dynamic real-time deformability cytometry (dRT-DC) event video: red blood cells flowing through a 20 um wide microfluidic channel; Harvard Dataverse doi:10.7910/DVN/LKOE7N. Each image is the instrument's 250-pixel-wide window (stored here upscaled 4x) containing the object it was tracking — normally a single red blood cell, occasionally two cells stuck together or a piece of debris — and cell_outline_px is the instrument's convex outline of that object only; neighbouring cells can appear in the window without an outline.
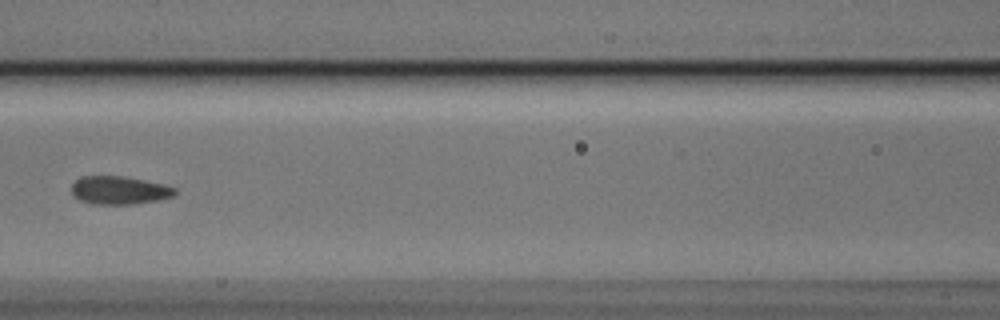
{"species": "Egyptian fruit bat (a non-hibernating species)", "species_latin": "Rousettus aegyptiacus", "temperature_condition": "cold", "stored_images_in_passage": 6, "camera_frame_rate_fps": 3000, "um_per_image_px": 0.085, "animal": {"sex": "male"}, "frame": {"image": 1, "passage_image": 6, "time_ms": 1.667, "image_size_px": [1000, 320], "cell_outline_px": [[176, 196], [160, 200], [132, 204], [92, 204], [80, 200], [72, 196], [72, 184], [76, 180], [84, 176], [120, 176], [144, 180], [164, 184], [176, 188]], "centroid_in_image_um": [10.16, 16.18], "position_along_channel_um": 156.4, "area_um2": 17.05}}